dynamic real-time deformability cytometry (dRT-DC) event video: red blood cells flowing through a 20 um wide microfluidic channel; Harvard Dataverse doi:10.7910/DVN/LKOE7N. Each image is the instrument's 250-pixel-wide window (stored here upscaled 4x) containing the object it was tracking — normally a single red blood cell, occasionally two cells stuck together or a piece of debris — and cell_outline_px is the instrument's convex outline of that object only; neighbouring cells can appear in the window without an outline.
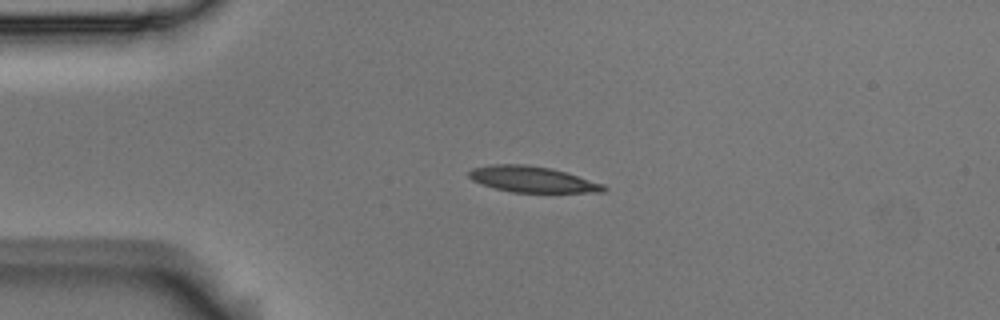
{"species": "Egyptian fruit bat (a non-hibernating species)", "species_latin": "Rousettus aegyptiacus", "temperature_condition": "room temperature", "stored_images_in_passage": 5, "camera_frame_rate_fps": 3000, "um_per_image_px": 0.085, "animal": {"sex": "male"}, "frame": {"image": 1, "passage_image": 3, "time_ms": 0.667, "image_size_px": [1000, 320], "cell_outline_px": [[608, 188], [604, 192], [512, 192], [480, 184], [472, 180], [468, 176], [468, 172], [472, 168], [492, 164], [528, 164], [552, 168], [604, 184]], "centroid_in_image_um": [45.23, 15.23], "position_along_channel_um": 39.8, "area_um2": 20.4}}
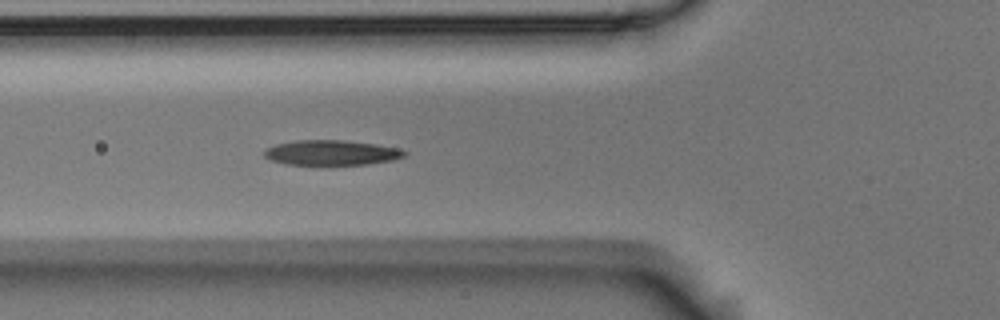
{"frame": {"image": 2, "passage_image": 5, "time_ms": 1.333, "image_size_px": [1000, 320], "cell_outline_px": [[408, 152], [404, 156], [392, 160], [368, 164], [288, 164], [272, 160], [264, 156], [264, 148], [276, 144], [296, 140], [344, 140], [376, 144], [400, 148]], "centroid_in_image_um": [28.18, 12.96], "position_along_channel_um": 97.6, "area_um2": 20.35}}